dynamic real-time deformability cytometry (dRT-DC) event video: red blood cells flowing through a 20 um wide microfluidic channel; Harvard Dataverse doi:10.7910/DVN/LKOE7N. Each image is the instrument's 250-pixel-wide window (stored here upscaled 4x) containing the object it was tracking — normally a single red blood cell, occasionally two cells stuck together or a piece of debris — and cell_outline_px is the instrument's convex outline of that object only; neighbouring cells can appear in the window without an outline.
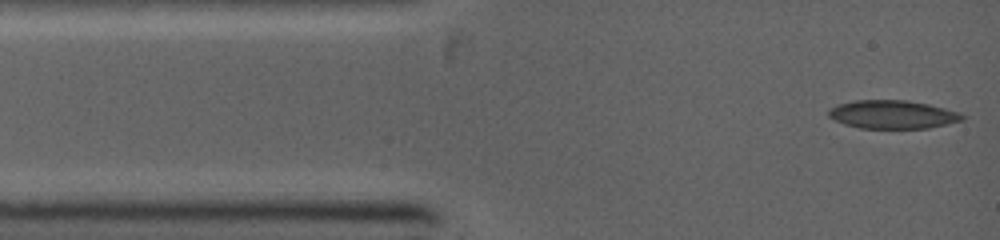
{"species": "common noctule bat (a hibernating species)", "species_latin": "Nyctalus noctula", "temperature_condition": "warm", "stored_images_in_passage": 3, "camera_frame_rate_fps": 5000, "um_per_image_px": 0.085, "animal": {"sex": "female", "body_mass_g": 19.0, "forearm_length_mm": 53.3}, "frame": {"image": 1, "passage_image": 1, "time_ms": 0.0, "image_size_px": [1000, 240], "cell_outline_px": [[964, 120], [928, 128], [860, 128], [844, 124], [828, 116], [828, 112], [832, 108], [840, 104], [856, 100], [904, 100], [928, 104], [960, 112], [964, 116]], "centroid_in_image_um": [75.9, 9.73], "position_along_channel_um": 9.1, "area_um2": 21.85}}
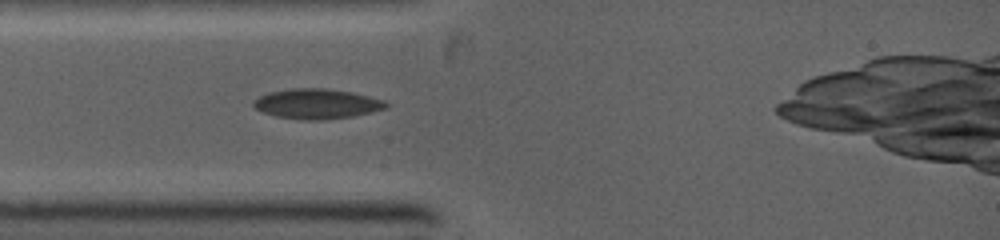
{"frame": {"image": 2, "passage_image": 3, "time_ms": 2.2, "image_size_px": [1000, 240], "cell_outline_px": [[388, 108], [352, 116], [324, 120], [300, 120], [276, 116], [264, 112], [256, 108], [252, 104], [252, 100], [268, 92], [292, 88], [324, 88], [352, 92], [384, 100], [388, 104]], "centroid_in_image_um": [26.92, 8.82], "position_along_channel_um": 58.1, "area_um2": 23.18}}